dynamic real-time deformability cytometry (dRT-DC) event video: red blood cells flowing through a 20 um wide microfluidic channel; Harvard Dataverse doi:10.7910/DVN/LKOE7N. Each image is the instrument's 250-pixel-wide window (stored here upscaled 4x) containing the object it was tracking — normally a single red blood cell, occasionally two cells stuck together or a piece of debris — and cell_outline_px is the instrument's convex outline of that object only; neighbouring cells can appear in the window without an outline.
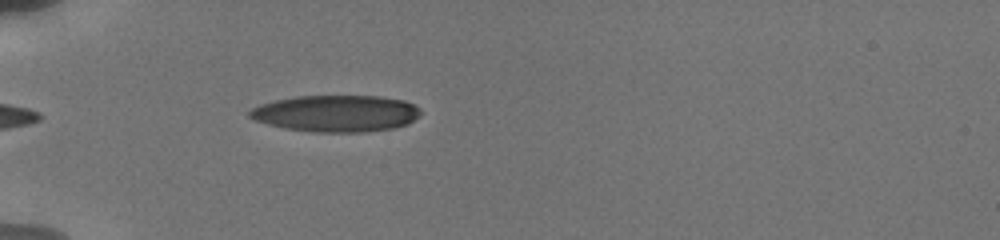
{"species": "human", "species_latin": "Homo sapiens", "temperature_condition": "cold", "stored_images_in_passage": 29, "camera_frame_rate_fps": 3000, "um_per_image_px": 0.085, "donor": {"sex": "male"}, "frame": {"image": 1, "passage_image": 1, "time_ms": 0.0, "image_size_px": [1000, 240], "cell_outline_px": [[420, 116], [408, 124], [392, 128], [364, 132], [312, 132], [284, 128], [268, 124], [256, 120], [248, 116], [248, 112], [252, 108], [260, 104], [276, 100], [296, 96], [380, 96], [404, 100], [420, 108]], "centroid_in_image_um": [28.58, 9.64], "position_along_channel_um": 56.4, "area_um2": 36.59}}
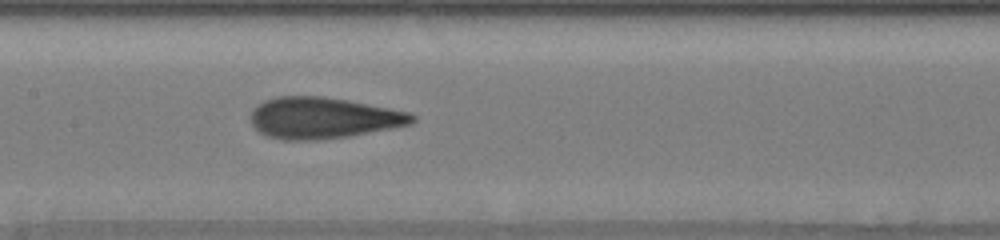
{"frame": {"image": 2, "passage_image": 9, "time_ms": 3.667, "image_size_px": [1000, 240], "cell_outline_px": [[416, 120], [412, 124], [348, 136], [320, 140], [284, 140], [268, 136], [260, 132], [252, 124], [252, 108], [256, 104], [264, 100], [280, 96], [324, 96], [348, 100], [408, 112], [416, 116]], "centroid_in_image_um": [27.45, 10.02], "position_along_channel_um": 180.0, "area_um2": 38.73}}
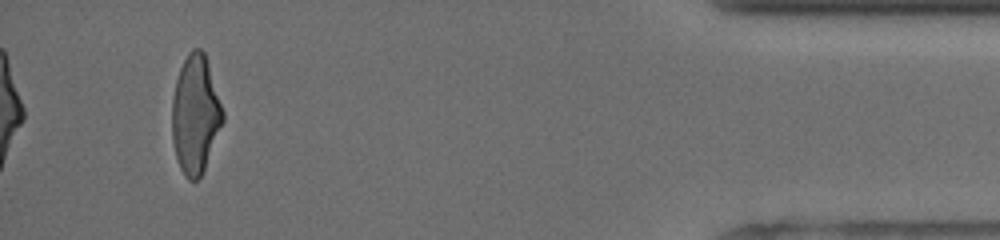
{"frame": {"image": 3, "passage_image": 26, "time_ms": 11.333, "image_size_px": [1000, 240], "cell_outline_px": [[224, 120], [204, 168], [200, 176], [196, 180], [188, 180], [184, 176], [180, 168], [176, 156], [172, 140], [172, 100], [176, 80], [180, 68], [188, 52], [192, 48], [200, 48], [204, 52], [224, 112]], "centroid_in_image_um": [16.59, 9.72], "position_along_channel_um": 418.6, "area_um2": 34.68}, "authors_computed_cell_mechanics": {"area_um2": 37.0498, "velocity_mm_per_s": 3.8313, "shape_relaxation_time_tau1_ms": 5.765, "shape_relaxation_time_tau2_ms": 1.0968, "deformation_change_tau1": 0.2011, "deformation_change_tau2": 0.0667}}